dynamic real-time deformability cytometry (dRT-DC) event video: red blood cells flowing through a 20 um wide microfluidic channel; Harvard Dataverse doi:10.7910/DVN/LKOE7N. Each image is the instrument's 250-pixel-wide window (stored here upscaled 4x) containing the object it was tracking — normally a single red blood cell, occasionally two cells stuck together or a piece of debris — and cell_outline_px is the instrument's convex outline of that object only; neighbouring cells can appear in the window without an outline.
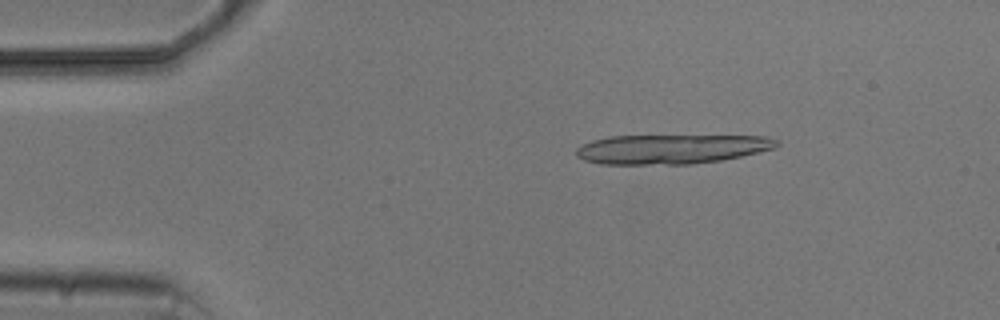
{"species": "common noctule bat (a hibernating species)", "species_latin": "Nyctalus noctula", "temperature_condition": "cold", "stored_images_in_passage": 5, "camera_frame_rate_fps": 3000, "um_per_image_px": 0.085, "animal": {"sex": "male", "body_mass_g": 20.5, "forearm_length_mm": 52.5}, "frame": {"image": 1, "passage_image": 2, "time_ms": 1.0, "image_size_px": [1000, 320], "cell_outline_px": [[780, 144], [776, 148], [740, 156], [720, 160], [692, 164], [600, 164], [584, 160], [576, 156], [576, 148], [592, 140], [608, 136], [764, 136], [780, 140]], "centroid_in_image_um": [57.07, 12.67], "position_along_channel_um": 27.9, "area_um2": 34.39}}